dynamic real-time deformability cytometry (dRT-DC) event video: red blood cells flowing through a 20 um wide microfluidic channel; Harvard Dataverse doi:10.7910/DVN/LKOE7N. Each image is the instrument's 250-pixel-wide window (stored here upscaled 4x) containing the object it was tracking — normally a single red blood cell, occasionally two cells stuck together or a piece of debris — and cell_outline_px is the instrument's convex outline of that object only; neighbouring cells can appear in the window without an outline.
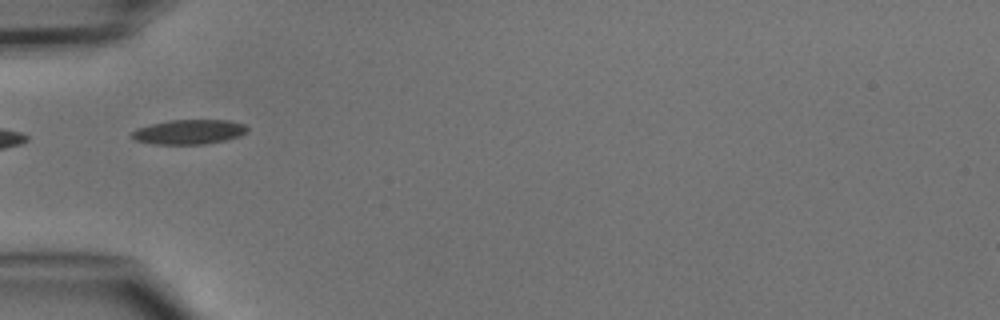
{"species": "common noctule bat (a hibernating species)", "species_latin": "Nyctalus noctula", "temperature_condition": "cold", "stored_images_in_passage": 5, "segment_of_instrument_passage": [2, 2], "camera_frame_rate_fps": 3000, "um_per_image_px": 0.085, "animal": {"sex": "male", "body_mass_g": 15.6}, "frame": {"image": 1, "passage_image": 5, "time_ms": 4.667, "image_size_px": [1000, 320], "cell_outline_px": [[248, 128], [240, 136], [228, 140], [204, 144], [152, 144], [136, 140], [132, 136], [132, 132], [136, 128], [152, 124], [172, 120], [228, 120], [244, 124]], "centroid_in_image_um": [16.08, 11.21], "position_along_channel_um": 68.9, "area_um2": 16.47}}